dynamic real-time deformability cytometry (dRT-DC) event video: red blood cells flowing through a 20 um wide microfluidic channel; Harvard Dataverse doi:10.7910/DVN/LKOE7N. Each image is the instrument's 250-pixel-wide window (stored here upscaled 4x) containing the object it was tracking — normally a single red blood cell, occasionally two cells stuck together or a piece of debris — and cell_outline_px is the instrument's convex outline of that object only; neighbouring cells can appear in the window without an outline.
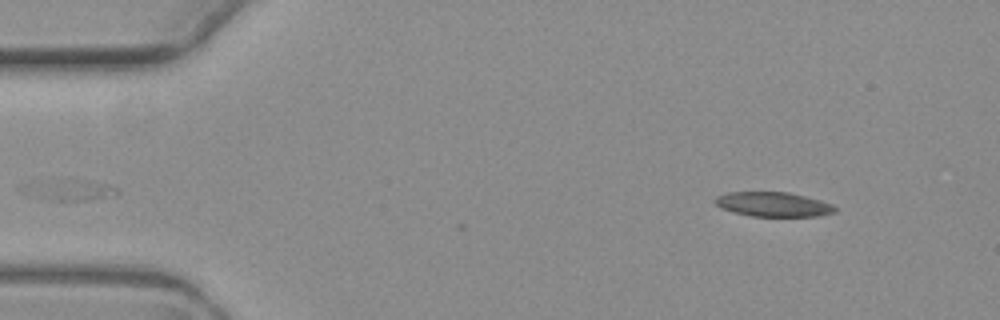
{"species": "common noctule bat (a hibernating species)", "species_latin": "Nyctalus noctula", "temperature_condition": "warm", "stored_images_in_passage": 2, "camera_frame_rate_fps": 3000, "um_per_image_px": 0.085, "animal": {"sex": "female", "body_mass_g": 19.3, "forearm_length_mm": 54.1}, "frame": {"image": 1, "passage_image": 2, "time_ms": 1.333, "image_size_px": [1000, 320], "cell_outline_px": [[836, 212], [820, 216], [752, 216], [720, 208], [712, 200], [716, 196], [728, 192], [788, 192], [820, 200], [832, 204], [836, 208]], "centroid_in_image_um": [65.71, 17.36], "position_along_channel_um": 19.3, "area_um2": 17.11}}